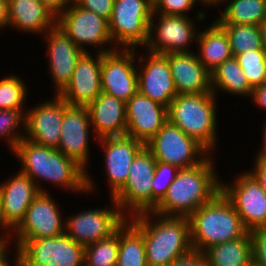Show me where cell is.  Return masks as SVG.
<instances>
[{
    "label": "cell",
    "instance_id": "cell-1",
    "mask_svg": "<svg viewBox=\"0 0 266 266\" xmlns=\"http://www.w3.org/2000/svg\"><path fill=\"white\" fill-rule=\"evenodd\" d=\"M210 157L197 166L180 169L164 198L151 211L167 217H187L221 192Z\"/></svg>",
    "mask_w": 266,
    "mask_h": 266
},
{
    "label": "cell",
    "instance_id": "cell-2",
    "mask_svg": "<svg viewBox=\"0 0 266 266\" xmlns=\"http://www.w3.org/2000/svg\"><path fill=\"white\" fill-rule=\"evenodd\" d=\"M13 152L21 161L23 166L21 172L28 175L35 184L36 178H40L63 185L69 190L79 192L83 190L88 193L93 189L87 171L58 149L45 147L23 138Z\"/></svg>",
    "mask_w": 266,
    "mask_h": 266
},
{
    "label": "cell",
    "instance_id": "cell-3",
    "mask_svg": "<svg viewBox=\"0 0 266 266\" xmlns=\"http://www.w3.org/2000/svg\"><path fill=\"white\" fill-rule=\"evenodd\" d=\"M158 216L152 224L150 214ZM132 222L142 231L147 266H168L192 249L187 217H167L148 211L133 215Z\"/></svg>",
    "mask_w": 266,
    "mask_h": 266
},
{
    "label": "cell",
    "instance_id": "cell-4",
    "mask_svg": "<svg viewBox=\"0 0 266 266\" xmlns=\"http://www.w3.org/2000/svg\"><path fill=\"white\" fill-rule=\"evenodd\" d=\"M188 220L192 249L203 252L212 245L244 237L249 232L222 192L193 212Z\"/></svg>",
    "mask_w": 266,
    "mask_h": 266
},
{
    "label": "cell",
    "instance_id": "cell-5",
    "mask_svg": "<svg viewBox=\"0 0 266 266\" xmlns=\"http://www.w3.org/2000/svg\"><path fill=\"white\" fill-rule=\"evenodd\" d=\"M215 92L178 94L168 107V120L208 152L216 141Z\"/></svg>",
    "mask_w": 266,
    "mask_h": 266
},
{
    "label": "cell",
    "instance_id": "cell-6",
    "mask_svg": "<svg viewBox=\"0 0 266 266\" xmlns=\"http://www.w3.org/2000/svg\"><path fill=\"white\" fill-rule=\"evenodd\" d=\"M153 17V0H114L109 20L112 42L124 49L146 46L155 26Z\"/></svg>",
    "mask_w": 266,
    "mask_h": 266
},
{
    "label": "cell",
    "instance_id": "cell-7",
    "mask_svg": "<svg viewBox=\"0 0 266 266\" xmlns=\"http://www.w3.org/2000/svg\"><path fill=\"white\" fill-rule=\"evenodd\" d=\"M16 251L25 266H84L85 246L66 233L41 239H18Z\"/></svg>",
    "mask_w": 266,
    "mask_h": 266
},
{
    "label": "cell",
    "instance_id": "cell-8",
    "mask_svg": "<svg viewBox=\"0 0 266 266\" xmlns=\"http://www.w3.org/2000/svg\"><path fill=\"white\" fill-rule=\"evenodd\" d=\"M145 147L152 153L156 161L169 163L179 169L197 166L206 159L207 156L205 154H209L202 145L187 136L169 120L145 144ZM198 154L201 157L195 159V156H199Z\"/></svg>",
    "mask_w": 266,
    "mask_h": 266
},
{
    "label": "cell",
    "instance_id": "cell-9",
    "mask_svg": "<svg viewBox=\"0 0 266 266\" xmlns=\"http://www.w3.org/2000/svg\"><path fill=\"white\" fill-rule=\"evenodd\" d=\"M156 160L152 153L144 147L133 159L125 185L113 196L126 216L124 209H133L132 216L152 211V180Z\"/></svg>",
    "mask_w": 266,
    "mask_h": 266
},
{
    "label": "cell",
    "instance_id": "cell-10",
    "mask_svg": "<svg viewBox=\"0 0 266 266\" xmlns=\"http://www.w3.org/2000/svg\"><path fill=\"white\" fill-rule=\"evenodd\" d=\"M243 174V175H242ZM234 184H221V192L232 203L248 231L266 228V193L249 173Z\"/></svg>",
    "mask_w": 266,
    "mask_h": 266
},
{
    "label": "cell",
    "instance_id": "cell-11",
    "mask_svg": "<svg viewBox=\"0 0 266 266\" xmlns=\"http://www.w3.org/2000/svg\"><path fill=\"white\" fill-rule=\"evenodd\" d=\"M56 25L85 53L82 46L109 43V21L79 6L75 1L56 20Z\"/></svg>",
    "mask_w": 266,
    "mask_h": 266
},
{
    "label": "cell",
    "instance_id": "cell-12",
    "mask_svg": "<svg viewBox=\"0 0 266 266\" xmlns=\"http://www.w3.org/2000/svg\"><path fill=\"white\" fill-rule=\"evenodd\" d=\"M114 209H92L68 217L65 221V233L83 246L95 243L113 234L126 220L114 199ZM116 209V210H115Z\"/></svg>",
    "mask_w": 266,
    "mask_h": 266
},
{
    "label": "cell",
    "instance_id": "cell-13",
    "mask_svg": "<svg viewBox=\"0 0 266 266\" xmlns=\"http://www.w3.org/2000/svg\"><path fill=\"white\" fill-rule=\"evenodd\" d=\"M104 53L101 64V88L106 93L127 102L138 91V72L135 68V49Z\"/></svg>",
    "mask_w": 266,
    "mask_h": 266
},
{
    "label": "cell",
    "instance_id": "cell-14",
    "mask_svg": "<svg viewBox=\"0 0 266 266\" xmlns=\"http://www.w3.org/2000/svg\"><path fill=\"white\" fill-rule=\"evenodd\" d=\"M58 150L84 170L89 159L90 116L87 106L68 105L63 100V121Z\"/></svg>",
    "mask_w": 266,
    "mask_h": 266
},
{
    "label": "cell",
    "instance_id": "cell-15",
    "mask_svg": "<svg viewBox=\"0 0 266 266\" xmlns=\"http://www.w3.org/2000/svg\"><path fill=\"white\" fill-rule=\"evenodd\" d=\"M168 121V108L137 91L126 102V136L146 144Z\"/></svg>",
    "mask_w": 266,
    "mask_h": 266
},
{
    "label": "cell",
    "instance_id": "cell-16",
    "mask_svg": "<svg viewBox=\"0 0 266 266\" xmlns=\"http://www.w3.org/2000/svg\"><path fill=\"white\" fill-rule=\"evenodd\" d=\"M49 193L40 192L28 207L24 219L14 229L17 239H41L65 233L58 206Z\"/></svg>",
    "mask_w": 266,
    "mask_h": 266
},
{
    "label": "cell",
    "instance_id": "cell-17",
    "mask_svg": "<svg viewBox=\"0 0 266 266\" xmlns=\"http://www.w3.org/2000/svg\"><path fill=\"white\" fill-rule=\"evenodd\" d=\"M114 49L103 48L94 59L90 53H84L77 61L70 83L59 94L68 105L87 106L102 93L101 64L103 52Z\"/></svg>",
    "mask_w": 266,
    "mask_h": 266
},
{
    "label": "cell",
    "instance_id": "cell-18",
    "mask_svg": "<svg viewBox=\"0 0 266 266\" xmlns=\"http://www.w3.org/2000/svg\"><path fill=\"white\" fill-rule=\"evenodd\" d=\"M25 113L24 137L36 144L58 149L63 121V99L59 95Z\"/></svg>",
    "mask_w": 266,
    "mask_h": 266
},
{
    "label": "cell",
    "instance_id": "cell-19",
    "mask_svg": "<svg viewBox=\"0 0 266 266\" xmlns=\"http://www.w3.org/2000/svg\"><path fill=\"white\" fill-rule=\"evenodd\" d=\"M158 25L155 26L156 36L149 31V39L146 47L149 52L156 54H167L173 52H190L189 42L197 38L193 30L191 19L177 15H159Z\"/></svg>",
    "mask_w": 266,
    "mask_h": 266
},
{
    "label": "cell",
    "instance_id": "cell-20",
    "mask_svg": "<svg viewBox=\"0 0 266 266\" xmlns=\"http://www.w3.org/2000/svg\"><path fill=\"white\" fill-rule=\"evenodd\" d=\"M104 145L106 172L109 179L111 197L126 183L130 165L145 144L129 136L106 137L99 139Z\"/></svg>",
    "mask_w": 266,
    "mask_h": 266
},
{
    "label": "cell",
    "instance_id": "cell-21",
    "mask_svg": "<svg viewBox=\"0 0 266 266\" xmlns=\"http://www.w3.org/2000/svg\"><path fill=\"white\" fill-rule=\"evenodd\" d=\"M50 73L57 95L70 83L77 61L85 53L57 25L47 31Z\"/></svg>",
    "mask_w": 266,
    "mask_h": 266
},
{
    "label": "cell",
    "instance_id": "cell-22",
    "mask_svg": "<svg viewBox=\"0 0 266 266\" xmlns=\"http://www.w3.org/2000/svg\"><path fill=\"white\" fill-rule=\"evenodd\" d=\"M40 192L46 191L21 171L0 184L2 214L11 231L24 219L28 207Z\"/></svg>",
    "mask_w": 266,
    "mask_h": 266
},
{
    "label": "cell",
    "instance_id": "cell-23",
    "mask_svg": "<svg viewBox=\"0 0 266 266\" xmlns=\"http://www.w3.org/2000/svg\"><path fill=\"white\" fill-rule=\"evenodd\" d=\"M149 61L138 70V91L167 108L177 96L174 79L166 54L149 52Z\"/></svg>",
    "mask_w": 266,
    "mask_h": 266
},
{
    "label": "cell",
    "instance_id": "cell-24",
    "mask_svg": "<svg viewBox=\"0 0 266 266\" xmlns=\"http://www.w3.org/2000/svg\"><path fill=\"white\" fill-rule=\"evenodd\" d=\"M177 94L211 93V74L193 52L167 53Z\"/></svg>",
    "mask_w": 266,
    "mask_h": 266
},
{
    "label": "cell",
    "instance_id": "cell-25",
    "mask_svg": "<svg viewBox=\"0 0 266 266\" xmlns=\"http://www.w3.org/2000/svg\"><path fill=\"white\" fill-rule=\"evenodd\" d=\"M90 122L96 137L125 136L126 102L115 96L101 93L87 105Z\"/></svg>",
    "mask_w": 266,
    "mask_h": 266
},
{
    "label": "cell",
    "instance_id": "cell-26",
    "mask_svg": "<svg viewBox=\"0 0 266 266\" xmlns=\"http://www.w3.org/2000/svg\"><path fill=\"white\" fill-rule=\"evenodd\" d=\"M8 8L9 26L26 32L46 33L56 25L57 18L41 0H11L8 1Z\"/></svg>",
    "mask_w": 266,
    "mask_h": 266
},
{
    "label": "cell",
    "instance_id": "cell-27",
    "mask_svg": "<svg viewBox=\"0 0 266 266\" xmlns=\"http://www.w3.org/2000/svg\"><path fill=\"white\" fill-rule=\"evenodd\" d=\"M197 36L195 41L200 44L198 59L210 73L233 57L228 36L216 21Z\"/></svg>",
    "mask_w": 266,
    "mask_h": 266
},
{
    "label": "cell",
    "instance_id": "cell-28",
    "mask_svg": "<svg viewBox=\"0 0 266 266\" xmlns=\"http://www.w3.org/2000/svg\"><path fill=\"white\" fill-rule=\"evenodd\" d=\"M204 252L207 266H253L249 232L244 237L212 245Z\"/></svg>",
    "mask_w": 266,
    "mask_h": 266
},
{
    "label": "cell",
    "instance_id": "cell-29",
    "mask_svg": "<svg viewBox=\"0 0 266 266\" xmlns=\"http://www.w3.org/2000/svg\"><path fill=\"white\" fill-rule=\"evenodd\" d=\"M126 219L119 226V249L116 266H147L142 231Z\"/></svg>",
    "mask_w": 266,
    "mask_h": 266
},
{
    "label": "cell",
    "instance_id": "cell-30",
    "mask_svg": "<svg viewBox=\"0 0 266 266\" xmlns=\"http://www.w3.org/2000/svg\"><path fill=\"white\" fill-rule=\"evenodd\" d=\"M210 74L211 89L213 93L217 86L221 90L227 91V93L251 96L253 87L249 84L235 57L225 60Z\"/></svg>",
    "mask_w": 266,
    "mask_h": 266
},
{
    "label": "cell",
    "instance_id": "cell-31",
    "mask_svg": "<svg viewBox=\"0 0 266 266\" xmlns=\"http://www.w3.org/2000/svg\"><path fill=\"white\" fill-rule=\"evenodd\" d=\"M266 20V0H231L218 24L261 25Z\"/></svg>",
    "mask_w": 266,
    "mask_h": 266
},
{
    "label": "cell",
    "instance_id": "cell-32",
    "mask_svg": "<svg viewBox=\"0 0 266 266\" xmlns=\"http://www.w3.org/2000/svg\"><path fill=\"white\" fill-rule=\"evenodd\" d=\"M228 36L233 57L249 50L263 49L259 25L219 24Z\"/></svg>",
    "mask_w": 266,
    "mask_h": 266
},
{
    "label": "cell",
    "instance_id": "cell-33",
    "mask_svg": "<svg viewBox=\"0 0 266 266\" xmlns=\"http://www.w3.org/2000/svg\"><path fill=\"white\" fill-rule=\"evenodd\" d=\"M119 249V227L109 237L85 246L84 266H116Z\"/></svg>",
    "mask_w": 266,
    "mask_h": 266
},
{
    "label": "cell",
    "instance_id": "cell-34",
    "mask_svg": "<svg viewBox=\"0 0 266 266\" xmlns=\"http://www.w3.org/2000/svg\"><path fill=\"white\" fill-rule=\"evenodd\" d=\"M17 76L0 80V110H22L26 98V87Z\"/></svg>",
    "mask_w": 266,
    "mask_h": 266
},
{
    "label": "cell",
    "instance_id": "cell-35",
    "mask_svg": "<svg viewBox=\"0 0 266 266\" xmlns=\"http://www.w3.org/2000/svg\"><path fill=\"white\" fill-rule=\"evenodd\" d=\"M265 56L266 51L264 49L249 50L235 56L242 72L253 88L264 83Z\"/></svg>",
    "mask_w": 266,
    "mask_h": 266
},
{
    "label": "cell",
    "instance_id": "cell-36",
    "mask_svg": "<svg viewBox=\"0 0 266 266\" xmlns=\"http://www.w3.org/2000/svg\"><path fill=\"white\" fill-rule=\"evenodd\" d=\"M180 169L169 163L156 161L155 172L152 180V210L164 198L170 184ZM174 173V174H173Z\"/></svg>",
    "mask_w": 266,
    "mask_h": 266
},
{
    "label": "cell",
    "instance_id": "cell-37",
    "mask_svg": "<svg viewBox=\"0 0 266 266\" xmlns=\"http://www.w3.org/2000/svg\"><path fill=\"white\" fill-rule=\"evenodd\" d=\"M21 112L22 110H0V137H10L7 143L10 144L11 150L25 137L14 132L20 124L25 123V114Z\"/></svg>",
    "mask_w": 266,
    "mask_h": 266
},
{
    "label": "cell",
    "instance_id": "cell-38",
    "mask_svg": "<svg viewBox=\"0 0 266 266\" xmlns=\"http://www.w3.org/2000/svg\"><path fill=\"white\" fill-rule=\"evenodd\" d=\"M195 1L196 0H153V15L155 17L157 16L156 14L188 17L185 12H188V10L195 6Z\"/></svg>",
    "mask_w": 266,
    "mask_h": 266
},
{
    "label": "cell",
    "instance_id": "cell-39",
    "mask_svg": "<svg viewBox=\"0 0 266 266\" xmlns=\"http://www.w3.org/2000/svg\"><path fill=\"white\" fill-rule=\"evenodd\" d=\"M252 241L253 266H266V228L249 231Z\"/></svg>",
    "mask_w": 266,
    "mask_h": 266
},
{
    "label": "cell",
    "instance_id": "cell-40",
    "mask_svg": "<svg viewBox=\"0 0 266 266\" xmlns=\"http://www.w3.org/2000/svg\"><path fill=\"white\" fill-rule=\"evenodd\" d=\"M79 6L107 19L111 18L114 0H74Z\"/></svg>",
    "mask_w": 266,
    "mask_h": 266
},
{
    "label": "cell",
    "instance_id": "cell-41",
    "mask_svg": "<svg viewBox=\"0 0 266 266\" xmlns=\"http://www.w3.org/2000/svg\"><path fill=\"white\" fill-rule=\"evenodd\" d=\"M168 266H207L205 252L191 249L188 253L179 256Z\"/></svg>",
    "mask_w": 266,
    "mask_h": 266
},
{
    "label": "cell",
    "instance_id": "cell-42",
    "mask_svg": "<svg viewBox=\"0 0 266 266\" xmlns=\"http://www.w3.org/2000/svg\"><path fill=\"white\" fill-rule=\"evenodd\" d=\"M266 193V157L257 155L254 171L249 172Z\"/></svg>",
    "mask_w": 266,
    "mask_h": 266
},
{
    "label": "cell",
    "instance_id": "cell-43",
    "mask_svg": "<svg viewBox=\"0 0 266 266\" xmlns=\"http://www.w3.org/2000/svg\"><path fill=\"white\" fill-rule=\"evenodd\" d=\"M45 7L58 18L74 0H41ZM71 2V3H70ZM69 4V5H68ZM64 9V10H63Z\"/></svg>",
    "mask_w": 266,
    "mask_h": 266
},
{
    "label": "cell",
    "instance_id": "cell-44",
    "mask_svg": "<svg viewBox=\"0 0 266 266\" xmlns=\"http://www.w3.org/2000/svg\"><path fill=\"white\" fill-rule=\"evenodd\" d=\"M251 97H254V102H256L259 107L266 110V83L254 87Z\"/></svg>",
    "mask_w": 266,
    "mask_h": 266
},
{
    "label": "cell",
    "instance_id": "cell-45",
    "mask_svg": "<svg viewBox=\"0 0 266 266\" xmlns=\"http://www.w3.org/2000/svg\"><path fill=\"white\" fill-rule=\"evenodd\" d=\"M9 25L8 0H0V28Z\"/></svg>",
    "mask_w": 266,
    "mask_h": 266
},
{
    "label": "cell",
    "instance_id": "cell-46",
    "mask_svg": "<svg viewBox=\"0 0 266 266\" xmlns=\"http://www.w3.org/2000/svg\"><path fill=\"white\" fill-rule=\"evenodd\" d=\"M6 251L0 256V266H9ZM15 266H25L22 256L17 252Z\"/></svg>",
    "mask_w": 266,
    "mask_h": 266
},
{
    "label": "cell",
    "instance_id": "cell-47",
    "mask_svg": "<svg viewBox=\"0 0 266 266\" xmlns=\"http://www.w3.org/2000/svg\"><path fill=\"white\" fill-rule=\"evenodd\" d=\"M263 49L266 51V20L260 25Z\"/></svg>",
    "mask_w": 266,
    "mask_h": 266
},
{
    "label": "cell",
    "instance_id": "cell-48",
    "mask_svg": "<svg viewBox=\"0 0 266 266\" xmlns=\"http://www.w3.org/2000/svg\"><path fill=\"white\" fill-rule=\"evenodd\" d=\"M3 227L7 230H9L11 227L6 223V221L4 220L3 214H2V206H1V199H0V227ZM0 238H3L2 236Z\"/></svg>",
    "mask_w": 266,
    "mask_h": 266
},
{
    "label": "cell",
    "instance_id": "cell-49",
    "mask_svg": "<svg viewBox=\"0 0 266 266\" xmlns=\"http://www.w3.org/2000/svg\"><path fill=\"white\" fill-rule=\"evenodd\" d=\"M266 124V123H265ZM264 138H263V140H264V147H263V149L260 151V153H258L257 155H260V156H263V157H266V125L264 126Z\"/></svg>",
    "mask_w": 266,
    "mask_h": 266
},
{
    "label": "cell",
    "instance_id": "cell-50",
    "mask_svg": "<svg viewBox=\"0 0 266 266\" xmlns=\"http://www.w3.org/2000/svg\"><path fill=\"white\" fill-rule=\"evenodd\" d=\"M7 243L4 238H0V256L6 251Z\"/></svg>",
    "mask_w": 266,
    "mask_h": 266
},
{
    "label": "cell",
    "instance_id": "cell-51",
    "mask_svg": "<svg viewBox=\"0 0 266 266\" xmlns=\"http://www.w3.org/2000/svg\"><path fill=\"white\" fill-rule=\"evenodd\" d=\"M199 1H201V3H202V2H203V3H206V5H207V3H208V5H209V4H212V5H213V4H215V3H216V4H217V3H220V2L223 3L224 0H199ZM225 1H226V0H225Z\"/></svg>",
    "mask_w": 266,
    "mask_h": 266
},
{
    "label": "cell",
    "instance_id": "cell-52",
    "mask_svg": "<svg viewBox=\"0 0 266 266\" xmlns=\"http://www.w3.org/2000/svg\"><path fill=\"white\" fill-rule=\"evenodd\" d=\"M264 83H266V56L264 59Z\"/></svg>",
    "mask_w": 266,
    "mask_h": 266
}]
</instances>
